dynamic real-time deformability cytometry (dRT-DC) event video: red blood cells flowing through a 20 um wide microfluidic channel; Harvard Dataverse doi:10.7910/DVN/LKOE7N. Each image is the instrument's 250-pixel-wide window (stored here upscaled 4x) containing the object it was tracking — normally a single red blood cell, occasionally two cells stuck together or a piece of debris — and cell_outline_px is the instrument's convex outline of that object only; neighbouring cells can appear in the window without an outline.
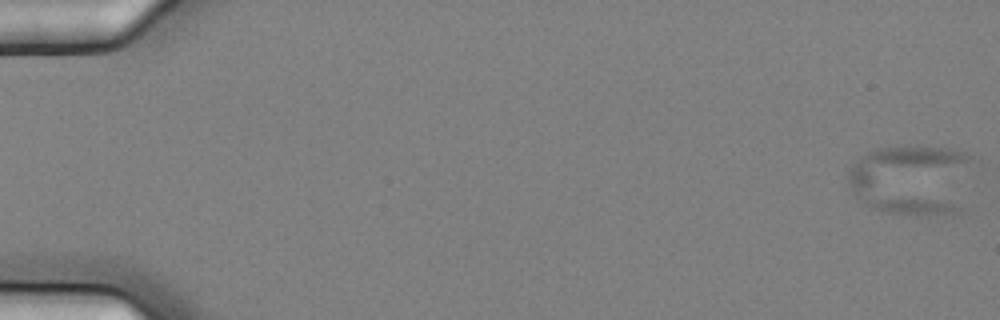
{"species": "common noctule bat (a hibernating species)", "species_latin": "Nyctalus noctula", "temperature_condition": "cold", "stored_images_in_passage": 4, "camera_frame_rate_fps": 3000, "um_per_image_px": 0.085, "animal": {"sex": "female", "body_mass_g": 25.1}, "frame": {"image": 1, "passage_image": 1, "time_ms": 0.0, "image_size_px": [1000, 320], "cell_outline_px": [[980, 160], [960, 212], [928, 216], [920, 216], [884, 212], [868, 208], [856, 196], [848, 184], [848, 172], [856, 160], [860, 156], [876, 148], [940, 148], [964, 152]], "centroid_in_image_um": [77.62, 15.32], "position_along_channel_um": 7.4, "area_um2": 53.06}}